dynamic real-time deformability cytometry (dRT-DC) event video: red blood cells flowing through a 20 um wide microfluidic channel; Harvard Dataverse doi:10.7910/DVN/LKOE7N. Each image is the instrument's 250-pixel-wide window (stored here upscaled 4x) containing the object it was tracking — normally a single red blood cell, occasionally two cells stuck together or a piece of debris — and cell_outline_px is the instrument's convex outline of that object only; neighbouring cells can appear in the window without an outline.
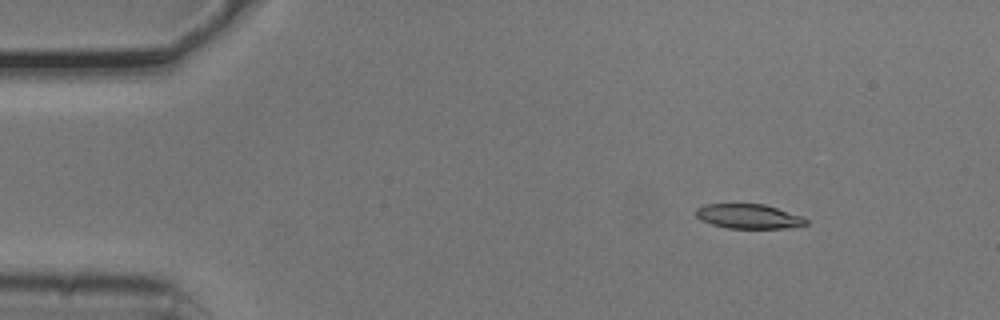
{"species": "common noctule bat (a hibernating species)", "species_latin": "Nyctalus noctula", "temperature_condition": "cold", "stored_images_in_passage": 8, "camera_frame_rate_fps": 3000, "um_per_image_px": 0.085, "animal": {"sex": "male", "body_mass_g": 20.5, "forearm_length_mm": 52.5}, "frame": {"image": 1, "passage_image": 1, "time_ms": 0.0, "image_size_px": [1000, 320], "cell_outline_px": [[808, 224], [784, 228], [728, 228], [712, 224], [700, 220], [696, 216], [696, 208], [704, 204], [764, 204], [804, 216], [808, 220]], "centroid_in_image_um": [63.64, 18.38], "position_along_channel_um": 21.4, "area_um2": 15.78}}
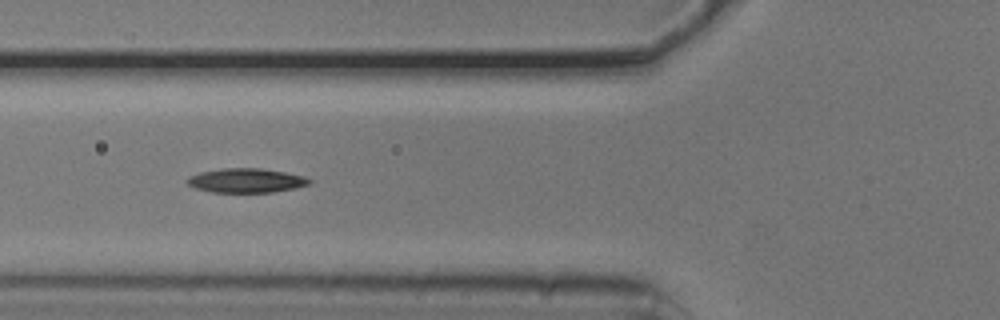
{"frame": {"image": 2, "passage_image": 5, "time_ms": 1.333, "image_size_px": [1000, 320], "cell_outline_px": [[312, 184], [272, 192], [212, 192], [196, 188], [188, 184], [188, 176], [200, 172], [224, 168], [260, 168], [284, 172], [304, 176], [312, 180]], "centroid_in_image_um": [20.94, 15.34], "position_along_channel_um": 104.9, "area_um2": 17.11}}
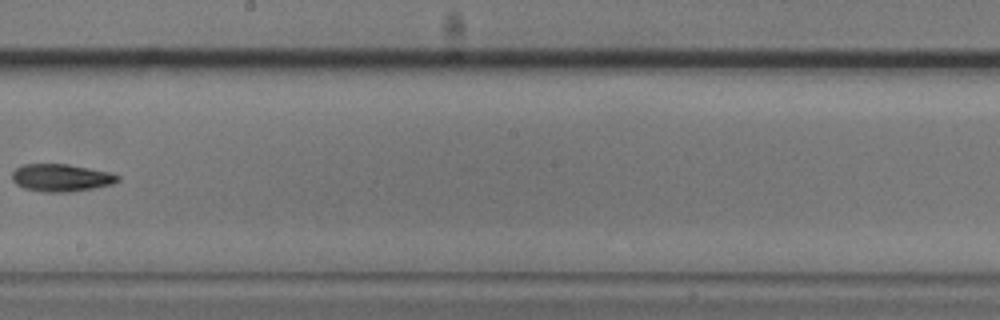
{"frame": {"image": 3, "passage_image": 8, "time_ms": 2.333, "image_size_px": [1000, 320], "cell_outline_px": [[120, 180], [112, 184], [96, 188], [68, 192], [44, 192], [24, 188], [16, 184], [12, 180], [12, 172], [16, 168], [24, 164], [68, 164], [108, 172], [120, 176]], "centroid_in_image_um": [5.19, 15.11], "position_along_channel_um": 243.0, "area_um2": 16.94}}